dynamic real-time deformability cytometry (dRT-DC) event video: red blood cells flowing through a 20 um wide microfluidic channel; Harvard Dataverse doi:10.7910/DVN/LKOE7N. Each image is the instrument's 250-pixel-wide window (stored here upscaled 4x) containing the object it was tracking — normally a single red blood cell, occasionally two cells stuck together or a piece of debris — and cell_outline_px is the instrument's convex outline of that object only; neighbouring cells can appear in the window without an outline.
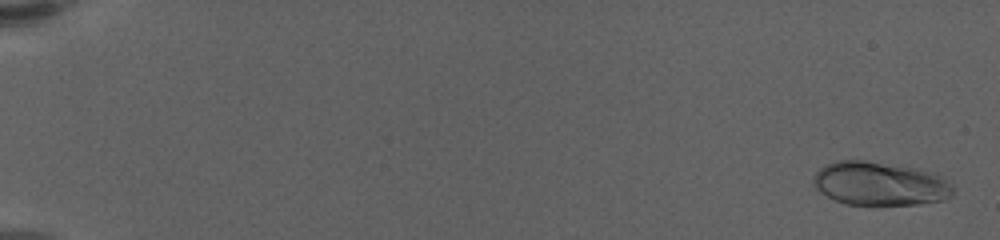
{"species": "human", "species_latin": "Homo sapiens", "temperature_condition": "warm", "stored_images_in_passage": 62, "camera_frame_rate_fps": 3000, "um_per_image_px": 0.085, "donor": {"sex": "female"}, "frame": {"image": 1, "passage_image": 2, "time_ms": 0.333, "image_size_px": [1000, 240], "cell_outline_px": [[952, 196], [944, 200], [920, 204], [844, 204], [820, 192], [816, 188], [812, 180], [816, 172], [824, 164], [836, 160], [864, 160], [920, 168], [936, 172], [952, 188]], "centroid_in_image_um": [74.78, 15.59], "position_along_channel_um": 10.2, "area_um2": 35.6}}
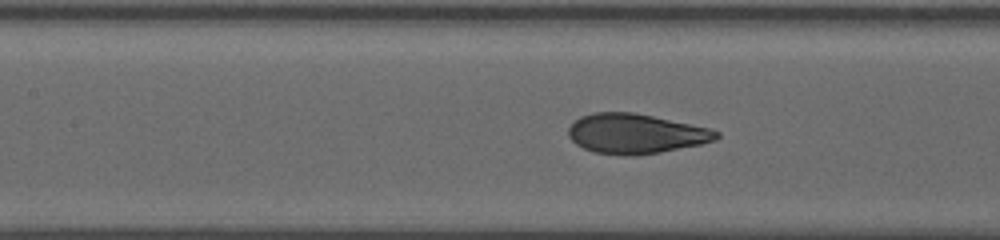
{"frame": {"image": 2, "passage_image": 31, "time_ms": 10.0, "image_size_px": [1000, 240], "cell_outline_px": [[720, 136], [716, 140], [700, 144], [660, 152], [632, 156], [624, 156], [592, 152], [576, 144], [568, 136], [568, 128], [580, 116], [592, 112], [632, 112], [652, 116], [708, 128], [720, 132]], "centroid_in_image_um": [54.0, 11.37], "position_along_channel_um": 153.4, "area_um2": 34.22}}
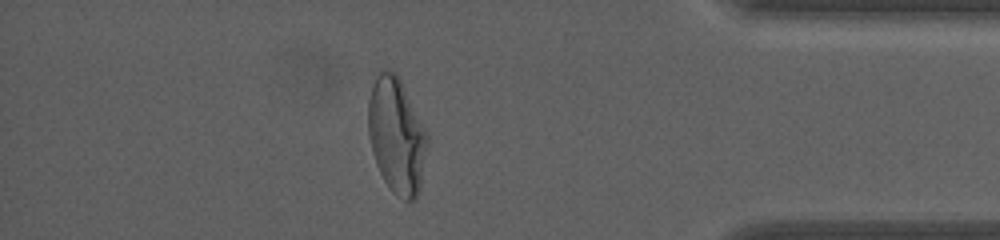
{"frame": {"image": 3, "passage_image": 55, "time_ms": 18.0, "image_size_px": [1000, 240], "cell_outline_px": [[428, 144], [420, 192], [416, 200], [404, 200], [396, 196], [388, 188], [376, 164], [372, 152], [368, 132], [368, 100], [372, 84], [380, 68], [384, 68], [396, 72], [428, 132]], "centroid_in_image_um": [33.72, 11.54], "position_along_channel_um": 401.5, "area_um2": 40.52}, "authors_computed_cell_mechanics": {"area_um2": 34.5644, "velocity_mm_per_s": 3.4349, "shape_relaxation_time_tau1_ms": 5.4353, "shape_relaxation_time_tau2_ms": null, "deformation_change_tau1": 0.2293, "deformation_change_tau2": null}}